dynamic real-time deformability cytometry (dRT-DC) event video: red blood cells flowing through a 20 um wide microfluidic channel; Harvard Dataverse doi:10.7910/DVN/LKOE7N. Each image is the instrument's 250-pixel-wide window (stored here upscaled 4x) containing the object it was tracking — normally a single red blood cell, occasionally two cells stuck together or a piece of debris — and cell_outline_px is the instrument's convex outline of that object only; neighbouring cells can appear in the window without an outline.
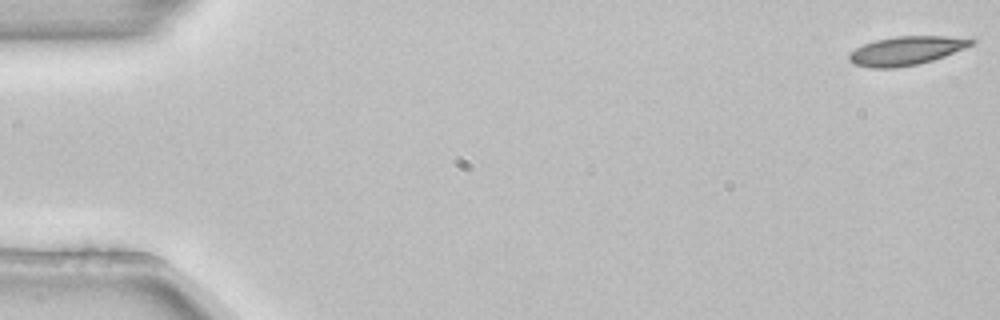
{"species": "common noctule bat (a hibernating species)", "species_latin": "Nyctalus noctula", "temperature_condition": "room temperature", "stored_images_in_passage": 4, "camera_frame_rate_fps": 3000, "um_per_image_px": 0.085, "animal": {"sex": "female", "body_mass_g": 22.7, "forearm_length_mm": 54.2}, "frame": {"image": 1, "passage_image": 1, "time_ms": 0.0, "image_size_px": [1000, 320], "cell_outline_px": [[976, 40], [972, 44], [964, 48], [944, 56], [920, 64], [892, 68], [872, 68], [856, 64], [848, 60], [848, 52], [864, 44], [876, 40], [896, 36], [944, 36]], "centroid_in_image_um": [76.98, 4.31], "position_along_channel_um": 8.0, "area_um2": 20.23}}
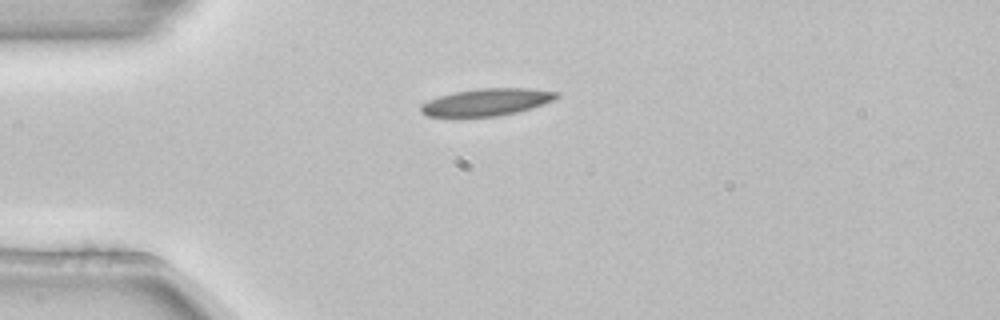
{"frame": {"image": 2, "passage_image": 3, "time_ms": 0.667, "image_size_px": [1000, 320], "cell_outline_px": [[560, 96], [544, 104], [532, 108], [516, 112], [496, 116], [428, 116], [420, 112], [420, 104], [428, 100], [440, 96], [456, 92], [480, 88], [528, 88], [560, 92]], "centroid_in_image_um": [41.39, 8.67], "position_along_channel_um": 43.6, "area_um2": 21.33}}